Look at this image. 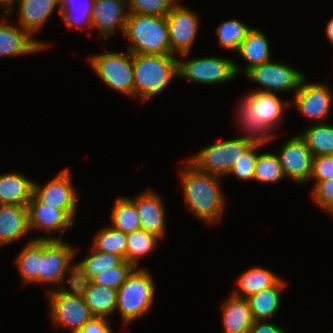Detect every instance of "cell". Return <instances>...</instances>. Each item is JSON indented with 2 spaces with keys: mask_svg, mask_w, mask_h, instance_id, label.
Wrapping results in <instances>:
<instances>
[{
  "mask_svg": "<svg viewBox=\"0 0 333 333\" xmlns=\"http://www.w3.org/2000/svg\"><path fill=\"white\" fill-rule=\"evenodd\" d=\"M180 177L184 201L196 218L208 224H217L222 219L226 199L221 190V177L198 170L184 160Z\"/></svg>",
  "mask_w": 333,
  "mask_h": 333,
  "instance_id": "6da1fadb",
  "label": "cell"
},
{
  "mask_svg": "<svg viewBox=\"0 0 333 333\" xmlns=\"http://www.w3.org/2000/svg\"><path fill=\"white\" fill-rule=\"evenodd\" d=\"M178 77V58L174 54H133L134 99L149 100Z\"/></svg>",
  "mask_w": 333,
  "mask_h": 333,
  "instance_id": "7a4b0ae2",
  "label": "cell"
},
{
  "mask_svg": "<svg viewBox=\"0 0 333 333\" xmlns=\"http://www.w3.org/2000/svg\"><path fill=\"white\" fill-rule=\"evenodd\" d=\"M123 34L130 41L128 51L132 54H173L166 16L128 14Z\"/></svg>",
  "mask_w": 333,
  "mask_h": 333,
  "instance_id": "3957f363",
  "label": "cell"
},
{
  "mask_svg": "<svg viewBox=\"0 0 333 333\" xmlns=\"http://www.w3.org/2000/svg\"><path fill=\"white\" fill-rule=\"evenodd\" d=\"M150 271L135 268L117 290V307L122 323L131 324L145 316L154 304L155 284Z\"/></svg>",
  "mask_w": 333,
  "mask_h": 333,
  "instance_id": "277c9868",
  "label": "cell"
},
{
  "mask_svg": "<svg viewBox=\"0 0 333 333\" xmlns=\"http://www.w3.org/2000/svg\"><path fill=\"white\" fill-rule=\"evenodd\" d=\"M77 248L64 242V240L42 239V258L38 272V284L54 285L57 289L64 288V281L69 286L75 284V265L73 260L77 255ZM70 274V275H69ZM61 286V287H60Z\"/></svg>",
  "mask_w": 333,
  "mask_h": 333,
  "instance_id": "5b68a950",
  "label": "cell"
},
{
  "mask_svg": "<svg viewBox=\"0 0 333 333\" xmlns=\"http://www.w3.org/2000/svg\"><path fill=\"white\" fill-rule=\"evenodd\" d=\"M48 300L52 325L64 327L71 333L77 332L93 317L85 299L74 284L69 289H48Z\"/></svg>",
  "mask_w": 333,
  "mask_h": 333,
  "instance_id": "8992f818",
  "label": "cell"
},
{
  "mask_svg": "<svg viewBox=\"0 0 333 333\" xmlns=\"http://www.w3.org/2000/svg\"><path fill=\"white\" fill-rule=\"evenodd\" d=\"M90 66L108 87L118 93L134 97L133 54L126 52H104L91 56Z\"/></svg>",
  "mask_w": 333,
  "mask_h": 333,
  "instance_id": "52a82bcc",
  "label": "cell"
},
{
  "mask_svg": "<svg viewBox=\"0 0 333 333\" xmlns=\"http://www.w3.org/2000/svg\"><path fill=\"white\" fill-rule=\"evenodd\" d=\"M251 144V141L237 136L213 143L187 160L198 170L222 178Z\"/></svg>",
  "mask_w": 333,
  "mask_h": 333,
  "instance_id": "ba28073f",
  "label": "cell"
},
{
  "mask_svg": "<svg viewBox=\"0 0 333 333\" xmlns=\"http://www.w3.org/2000/svg\"><path fill=\"white\" fill-rule=\"evenodd\" d=\"M240 69L235 61L226 57L178 58V77L199 84L214 85L234 80Z\"/></svg>",
  "mask_w": 333,
  "mask_h": 333,
  "instance_id": "9c48e42d",
  "label": "cell"
},
{
  "mask_svg": "<svg viewBox=\"0 0 333 333\" xmlns=\"http://www.w3.org/2000/svg\"><path fill=\"white\" fill-rule=\"evenodd\" d=\"M252 82L261 85L264 89L256 91L277 93L281 91H295L305 75L295 67H290L286 63L274 62L272 60L255 66L244 74Z\"/></svg>",
  "mask_w": 333,
  "mask_h": 333,
  "instance_id": "30bf717a",
  "label": "cell"
},
{
  "mask_svg": "<svg viewBox=\"0 0 333 333\" xmlns=\"http://www.w3.org/2000/svg\"><path fill=\"white\" fill-rule=\"evenodd\" d=\"M332 92L327 82L308 83L306 77H304L290 106H296L302 116L313 119L316 124L325 123L333 105Z\"/></svg>",
  "mask_w": 333,
  "mask_h": 333,
  "instance_id": "8fae6325",
  "label": "cell"
},
{
  "mask_svg": "<svg viewBox=\"0 0 333 333\" xmlns=\"http://www.w3.org/2000/svg\"><path fill=\"white\" fill-rule=\"evenodd\" d=\"M171 52L187 57L196 40L199 30L198 15L190 8L179 4L172 7L166 15Z\"/></svg>",
  "mask_w": 333,
  "mask_h": 333,
  "instance_id": "7c38bea8",
  "label": "cell"
},
{
  "mask_svg": "<svg viewBox=\"0 0 333 333\" xmlns=\"http://www.w3.org/2000/svg\"><path fill=\"white\" fill-rule=\"evenodd\" d=\"M71 172L68 168L61 170L49 182L41 186L34 182L33 197L41 203L66 210L74 219L77 214L79 197L73 187Z\"/></svg>",
  "mask_w": 333,
  "mask_h": 333,
  "instance_id": "4fadbf2b",
  "label": "cell"
},
{
  "mask_svg": "<svg viewBox=\"0 0 333 333\" xmlns=\"http://www.w3.org/2000/svg\"><path fill=\"white\" fill-rule=\"evenodd\" d=\"M29 230H40L45 237H33V239L62 240L65 232L74 225V218L66 211L45 203L38 202L34 197L28 203ZM60 232L57 237L52 232Z\"/></svg>",
  "mask_w": 333,
  "mask_h": 333,
  "instance_id": "5bb4252c",
  "label": "cell"
},
{
  "mask_svg": "<svg viewBox=\"0 0 333 333\" xmlns=\"http://www.w3.org/2000/svg\"><path fill=\"white\" fill-rule=\"evenodd\" d=\"M280 148L276 154L279 157L284 176L295 183L308 182L312 173L314 156L308 149L305 140L297 134Z\"/></svg>",
  "mask_w": 333,
  "mask_h": 333,
  "instance_id": "9a60e30c",
  "label": "cell"
},
{
  "mask_svg": "<svg viewBox=\"0 0 333 333\" xmlns=\"http://www.w3.org/2000/svg\"><path fill=\"white\" fill-rule=\"evenodd\" d=\"M3 18L0 21V57H16L30 55L45 49L48 44L34 38L28 31L18 24L12 25L6 19L9 15L3 10Z\"/></svg>",
  "mask_w": 333,
  "mask_h": 333,
  "instance_id": "2e32d148",
  "label": "cell"
},
{
  "mask_svg": "<svg viewBox=\"0 0 333 333\" xmlns=\"http://www.w3.org/2000/svg\"><path fill=\"white\" fill-rule=\"evenodd\" d=\"M16 6L18 7V25L32 36L44 26L54 9L58 7L60 11L58 0H10L2 10L7 15L14 14L13 10Z\"/></svg>",
  "mask_w": 333,
  "mask_h": 333,
  "instance_id": "e0dca14e",
  "label": "cell"
},
{
  "mask_svg": "<svg viewBox=\"0 0 333 333\" xmlns=\"http://www.w3.org/2000/svg\"><path fill=\"white\" fill-rule=\"evenodd\" d=\"M138 195L129 199L136 205L141 229L163 239L167 228V218L166 207L161 195L151 188Z\"/></svg>",
  "mask_w": 333,
  "mask_h": 333,
  "instance_id": "ac0fdd59",
  "label": "cell"
},
{
  "mask_svg": "<svg viewBox=\"0 0 333 333\" xmlns=\"http://www.w3.org/2000/svg\"><path fill=\"white\" fill-rule=\"evenodd\" d=\"M127 0H95L92 29L97 28L103 39H110L115 31H125L128 17Z\"/></svg>",
  "mask_w": 333,
  "mask_h": 333,
  "instance_id": "d6986e66",
  "label": "cell"
},
{
  "mask_svg": "<svg viewBox=\"0 0 333 333\" xmlns=\"http://www.w3.org/2000/svg\"><path fill=\"white\" fill-rule=\"evenodd\" d=\"M245 97L253 104L255 119L262 124L273 136L282 122L285 106L290 103L283 102L275 93L252 90Z\"/></svg>",
  "mask_w": 333,
  "mask_h": 333,
  "instance_id": "ffe728a7",
  "label": "cell"
},
{
  "mask_svg": "<svg viewBox=\"0 0 333 333\" xmlns=\"http://www.w3.org/2000/svg\"><path fill=\"white\" fill-rule=\"evenodd\" d=\"M30 233L27 205L0 204V246L11 244Z\"/></svg>",
  "mask_w": 333,
  "mask_h": 333,
  "instance_id": "44dd1931",
  "label": "cell"
},
{
  "mask_svg": "<svg viewBox=\"0 0 333 333\" xmlns=\"http://www.w3.org/2000/svg\"><path fill=\"white\" fill-rule=\"evenodd\" d=\"M93 317L111 319L116 312L117 290L91 281H75Z\"/></svg>",
  "mask_w": 333,
  "mask_h": 333,
  "instance_id": "7402d4cb",
  "label": "cell"
},
{
  "mask_svg": "<svg viewBox=\"0 0 333 333\" xmlns=\"http://www.w3.org/2000/svg\"><path fill=\"white\" fill-rule=\"evenodd\" d=\"M228 297L221 305L223 333H248L255 321L248 299L233 294Z\"/></svg>",
  "mask_w": 333,
  "mask_h": 333,
  "instance_id": "603a6c76",
  "label": "cell"
},
{
  "mask_svg": "<svg viewBox=\"0 0 333 333\" xmlns=\"http://www.w3.org/2000/svg\"><path fill=\"white\" fill-rule=\"evenodd\" d=\"M33 184L34 181L18 172L0 174V204L28 206Z\"/></svg>",
  "mask_w": 333,
  "mask_h": 333,
  "instance_id": "cb8c5ba5",
  "label": "cell"
},
{
  "mask_svg": "<svg viewBox=\"0 0 333 333\" xmlns=\"http://www.w3.org/2000/svg\"><path fill=\"white\" fill-rule=\"evenodd\" d=\"M281 278L270 269L252 266L244 271L236 282L237 288L232 293L240 298H248L263 289L274 286Z\"/></svg>",
  "mask_w": 333,
  "mask_h": 333,
  "instance_id": "d4e9b609",
  "label": "cell"
},
{
  "mask_svg": "<svg viewBox=\"0 0 333 333\" xmlns=\"http://www.w3.org/2000/svg\"><path fill=\"white\" fill-rule=\"evenodd\" d=\"M238 52L248 63L243 66L244 74L251 68L272 60L270 58V45L266 35L261 30L253 27L240 44Z\"/></svg>",
  "mask_w": 333,
  "mask_h": 333,
  "instance_id": "484cf974",
  "label": "cell"
},
{
  "mask_svg": "<svg viewBox=\"0 0 333 333\" xmlns=\"http://www.w3.org/2000/svg\"><path fill=\"white\" fill-rule=\"evenodd\" d=\"M287 283L280 279L274 286L248 297L250 310L255 321L269 320L281 307V292Z\"/></svg>",
  "mask_w": 333,
  "mask_h": 333,
  "instance_id": "4316f807",
  "label": "cell"
},
{
  "mask_svg": "<svg viewBox=\"0 0 333 333\" xmlns=\"http://www.w3.org/2000/svg\"><path fill=\"white\" fill-rule=\"evenodd\" d=\"M90 252L80 262L75 263V281H90L96 275L125 261L118 255L97 251L93 247Z\"/></svg>",
  "mask_w": 333,
  "mask_h": 333,
  "instance_id": "83f0119b",
  "label": "cell"
},
{
  "mask_svg": "<svg viewBox=\"0 0 333 333\" xmlns=\"http://www.w3.org/2000/svg\"><path fill=\"white\" fill-rule=\"evenodd\" d=\"M237 119L238 124L246 132L245 136H240L244 139L251 141L252 143L265 145L276 137L273 136L262 124H260L254 116L253 104L244 96L239 102L237 107ZM243 127V128H242Z\"/></svg>",
  "mask_w": 333,
  "mask_h": 333,
  "instance_id": "f1b7e54d",
  "label": "cell"
},
{
  "mask_svg": "<svg viewBox=\"0 0 333 333\" xmlns=\"http://www.w3.org/2000/svg\"><path fill=\"white\" fill-rule=\"evenodd\" d=\"M41 258L42 239H29L15 260L24 284H38Z\"/></svg>",
  "mask_w": 333,
  "mask_h": 333,
  "instance_id": "f546056e",
  "label": "cell"
},
{
  "mask_svg": "<svg viewBox=\"0 0 333 333\" xmlns=\"http://www.w3.org/2000/svg\"><path fill=\"white\" fill-rule=\"evenodd\" d=\"M95 0H58L59 14L64 23L73 28L92 29V11Z\"/></svg>",
  "mask_w": 333,
  "mask_h": 333,
  "instance_id": "4dcf8cb0",
  "label": "cell"
},
{
  "mask_svg": "<svg viewBox=\"0 0 333 333\" xmlns=\"http://www.w3.org/2000/svg\"><path fill=\"white\" fill-rule=\"evenodd\" d=\"M313 156L333 155V126L312 123L300 134Z\"/></svg>",
  "mask_w": 333,
  "mask_h": 333,
  "instance_id": "1f68e13d",
  "label": "cell"
},
{
  "mask_svg": "<svg viewBox=\"0 0 333 333\" xmlns=\"http://www.w3.org/2000/svg\"><path fill=\"white\" fill-rule=\"evenodd\" d=\"M114 202L109 225L125 234L140 230V220L136 205L124 196L118 197Z\"/></svg>",
  "mask_w": 333,
  "mask_h": 333,
  "instance_id": "d6a6232c",
  "label": "cell"
},
{
  "mask_svg": "<svg viewBox=\"0 0 333 333\" xmlns=\"http://www.w3.org/2000/svg\"><path fill=\"white\" fill-rule=\"evenodd\" d=\"M160 240L157 235L142 229L128 233L126 261L138 268L139 259L151 254Z\"/></svg>",
  "mask_w": 333,
  "mask_h": 333,
  "instance_id": "836d02e7",
  "label": "cell"
},
{
  "mask_svg": "<svg viewBox=\"0 0 333 333\" xmlns=\"http://www.w3.org/2000/svg\"><path fill=\"white\" fill-rule=\"evenodd\" d=\"M92 241L95 250L118 255L126 261L127 234L109 225L99 230Z\"/></svg>",
  "mask_w": 333,
  "mask_h": 333,
  "instance_id": "e575fe53",
  "label": "cell"
},
{
  "mask_svg": "<svg viewBox=\"0 0 333 333\" xmlns=\"http://www.w3.org/2000/svg\"><path fill=\"white\" fill-rule=\"evenodd\" d=\"M250 29L251 27L236 19L221 22L215 32L219 46L225 50L237 51Z\"/></svg>",
  "mask_w": 333,
  "mask_h": 333,
  "instance_id": "d590c367",
  "label": "cell"
},
{
  "mask_svg": "<svg viewBox=\"0 0 333 333\" xmlns=\"http://www.w3.org/2000/svg\"><path fill=\"white\" fill-rule=\"evenodd\" d=\"M283 177L285 176L276 153L258 154L254 180L261 183H276L282 180Z\"/></svg>",
  "mask_w": 333,
  "mask_h": 333,
  "instance_id": "8d00e7d4",
  "label": "cell"
},
{
  "mask_svg": "<svg viewBox=\"0 0 333 333\" xmlns=\"http://www.w3.org/2000/svg\"><path fill=\"white\" fill-rule=\"evenodd\" d=\"M262 144L252 143L241 155L235 164L228 172L227 175L234 174L235 177L242 181L254 180L255 174V164L257 160L258 153Z\"/></svg>",
  "mask_w": 333,
  "mask_h": 333,
  "instance_id": "74e56055",
  "label": "cell"
},
{
  "mask_svg": "<svg viewBox=\"0 0 333 333\" xmlns=\"http://www.w3.org/2000/svg\"><path fill=\"white\" fill-rule=\"evenodd\" d=\"M178 0H127L129 14L165 17Z\"/></svg>",
  "mask_w": 333,
  "mask_h": 333,
  "instance_id": "f35d334b",
  "label": "cell"
},
{
  "mask_svg": "<svg viewBox=\"0 0 333 333\" xmlns=\"http://www.w3.org/2000/svg\"><path fill=\"white\" fill-rule=\"evenodd\" d=\"M134 269L135 267L131 263L124 261L121 265L96 275L90 281L98 285L118 290Z\"/></svg>",
  "mask_w": 333,
  "mask_h": 333,
  "instance_id": "ab89813d",
  "label": "cell"
},
{
  "mask_svg": "<svg viewBox=\"0 0 333 333\" xmlns=\"http://www.w3.org/2000/svg\"><path fill=\"white\" fill-rule=\"evenodd\" d=\"M311 193L313 201L333 216V179L314 181Z\"/></svg>",
  "mask_w": 333,
  "mask_h": 333,
  "instance_id": "60d3db41",
  "label": "cell"
},
{
  "mask_svg": "<svg viewBox=\"0 0 333 333\" xmlns=\"http://www.w3.org/2000/svg\"><path fill=\"white\" fill-rule=\"evenodd\" d=\"M310 179L314 181L333 179V155L314 156Z\"/></svg>",
  "mask_w": 333,
  "mask_h": 333,
  "instance_id": "b9f144b4",
  "label": "cell"
},
{
  "mask_svg": "<svg viewBox=\"0 0 333 333\" xmlns=\"http://www.w3.org/2000/svg\"><path fill=\"white\" fill-rule=\"evenodd\" d=\"M111 321L102 317H92L82 329L74 333H113Z\"/></svg>",
  "mask_w": 333,
  "mask_h": 333,
  "instance_id": "7bdbcfd3",
  "label": "cell"
},
{
  "mask_svg": "<svg viewBox=\"0 0 333 333\" xmlns=\"http://www.w3.org/2000/svg\"><path fill=\"white\" fill-rule=\"evenodd\" d=\"M248 333H286L285 329L278 327L268 320L254 321Z\"/></svg>",
  "mask_w": 333,
  "mask_h": 333,
  "instance_id": "ee69618b",
  "label": "cell"
},
{
  "mask_svg": "<svg viewBox=\"0 0 333 333\" xmlns=\"http://www.w3.org/2000/svg\"><path fill=\"white\" fill-rule=\"evenodd\" d=\"M325 34L330 44L333 45V18L328 21L325 28Z\"/></svg>",
  "mask_w": 333,
  "mask_h": 333,
  "instance_id": "f6af8a7d",
  "label": "cell"
},
{
  "mask_svg": "<svg viewBox=\"0 0 333 333\" xmlns=\"http://www.w3.org/2000/svg\"><path fill=\"white\" fill-rule=\"evenodd\" d=\"M10 0H0V8H4Z\"/></svg>",
  "mask_w": 333,
  "mask_h": 333,
  "instance_id": "bcb514c9",
  "label": "cell"
}]
</instances>
